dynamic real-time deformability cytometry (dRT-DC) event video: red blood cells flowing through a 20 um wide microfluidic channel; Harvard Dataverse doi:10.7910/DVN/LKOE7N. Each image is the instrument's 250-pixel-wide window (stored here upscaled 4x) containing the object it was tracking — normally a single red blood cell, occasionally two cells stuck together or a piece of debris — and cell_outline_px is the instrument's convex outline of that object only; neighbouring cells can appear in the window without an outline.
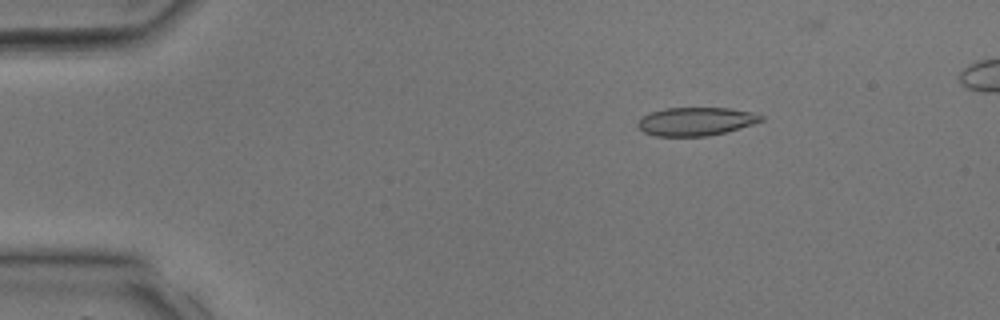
{"species": "common noctule bat (a hibernating species)", "species_latin": "Nyctalus noctula", "temperature_condition": "room temperature", "stored_images_in_passage": 38, "camera_frame_rate_fps": 3000, "um_per_image_px": 0.085, "animal": {"sex": "male", "body_mass_g": 17.9, "forearm_length_mm": 54.2}, "frame": {"image": 1, "passage_image": 6, "time_ms": 1.667, "image_size_px": [1000, 320], "cell_outline_px": [[764, 120], [740, 128], [708, 136], [656, 136], [644, 132], [636, 124], [644, 116], [652, 112], [664, 108], [732, 108], [752, 112], [764, 116]], "centroid_in_image_um": [59.18, 10.32], "position_along_channel_um": 25.8, "area_um2": 20.23}}
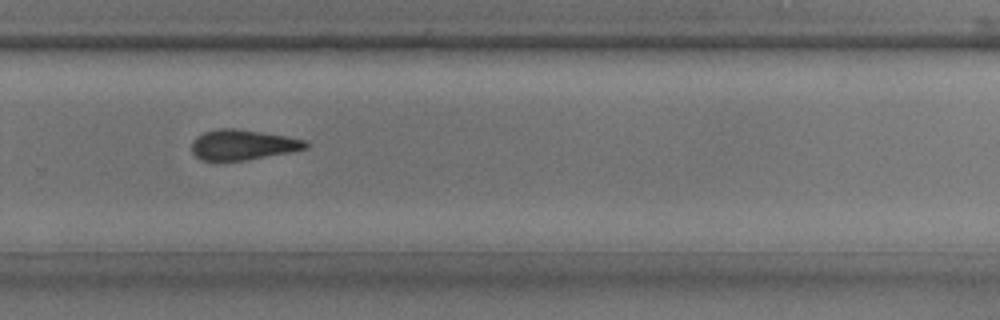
{"frame": {"image": 2, "passage_image": 26, "time_ms": 8.333, "image_size_px": [1000, 320], "cell_outline_px": [[308, 148], [292, 152], [244, 160], [200, 160], [192, 152], [192, 140], [196, 136], [204, 132], [220, 128], [236, 128], [284, 136], [304, 140], [308, 144]], "centroid_in_image_um": [20.61, 12.3], "position_along_channel_um": 309.2, "area_um2": 19.94}}
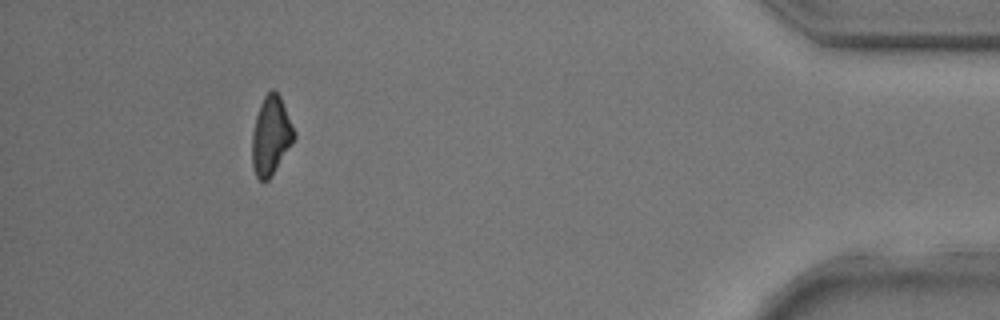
{"frame": {"image": 3, "passage_image": 35, "time_ms": 11.333, "image_size_px": [1000, 320], "cell_outline_px": [[296, 136], [268, 180], [264, 184], [256, 176], [252, 164], [252, 132], [256, 116], [260, 104], [264, 96], [272, 88], [280, 96], [296, 132]], "centroid_in_image_um": [23.01, 11.52], "position_along_channel_um": 412.2, "area_um2": 19.07}}